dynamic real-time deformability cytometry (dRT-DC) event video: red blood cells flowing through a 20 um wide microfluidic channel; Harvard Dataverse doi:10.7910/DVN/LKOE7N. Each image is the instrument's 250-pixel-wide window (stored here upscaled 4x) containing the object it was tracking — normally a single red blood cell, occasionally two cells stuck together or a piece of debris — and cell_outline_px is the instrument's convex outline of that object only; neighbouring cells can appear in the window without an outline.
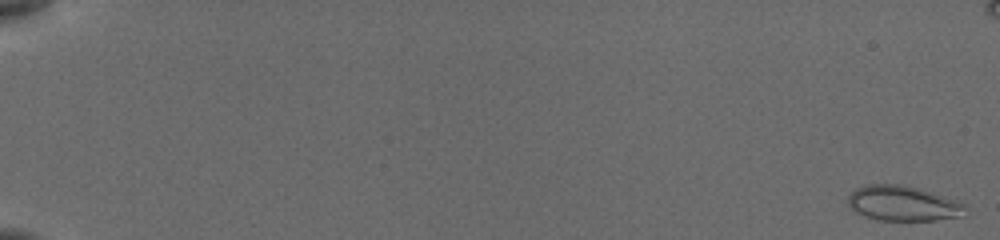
{"species": "common noctule bat (a hibernating species)", "species_latin": "Nyctalus noctula", "temperature_condition": "cold", "stored_images_in_passage": 46, "camera_frame_rate_fps": 3000, "um_per_image_px": 0.085, "animal": {"sex": "female", "body_mass_g": 19.5, "forearm_length_mm": 54.1}, "frame": {"image": 1, "passage_image": 1, "time_ms": 0.0, "image_size_px": [1000, 240], "cell_outline_px": [[964, 208], [956, 216], [936, 220], [880, 220], [856, 212], [848, 204], [848, 196], [856, 188], [868, 184], [896, 184], [920, 188], [964, 204]], "centroid_in_image_um": [76.66, 17.27], "position_along_channel_um": 8.3, "area_um2": 23.24}}
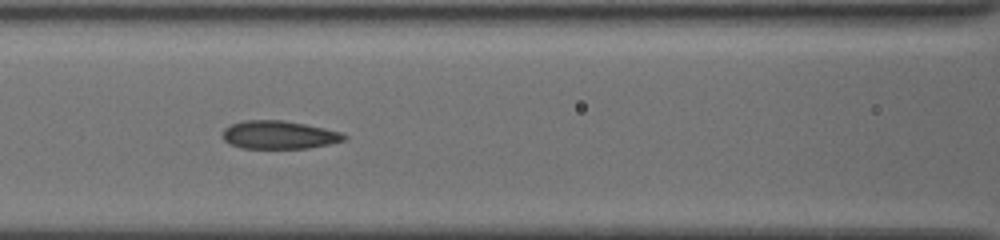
{"frame": {"image": 2, "passage_image": 40, "time_ms": 8.667, "image_size_px": [1000, 240], "cell_outline_px": [[348, 136], [344, 140], [328, 144], [308, 148], [240, 148], [228, 144], [224, 140], [224, 128], [232, 124], [244, 120], [284, 120], [324, 128], [340, 132]], "centroid_in_image_um": [23.69, 11.46], "position_along_channel_um": 142.9, "area_um2": 19.83}}
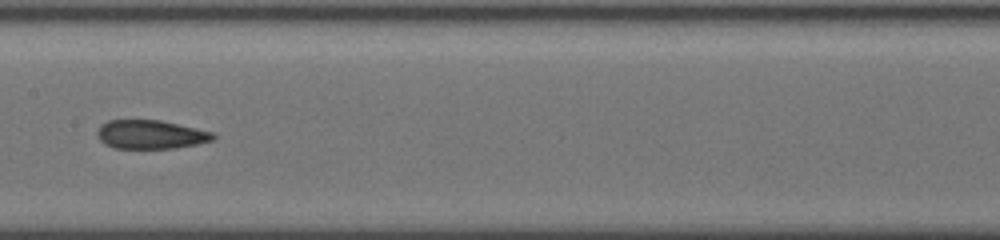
{"frame": {"image": 3, "passage_image": 44, "time_ms": 10.0, "image_size_px": [1000, 240], "cell_outline_px": [[216, 136], [212, 140], [196, 144], [176, 148], [112, 148], [104, 144], [96, 136], [96, 132], [100, 124], [108, 120], [160, 120], [216, 132]], "centroid_in_image_um": [12.79, 11.43], "position_along_channel_um": 194.6, "area_um2": 19.65}}